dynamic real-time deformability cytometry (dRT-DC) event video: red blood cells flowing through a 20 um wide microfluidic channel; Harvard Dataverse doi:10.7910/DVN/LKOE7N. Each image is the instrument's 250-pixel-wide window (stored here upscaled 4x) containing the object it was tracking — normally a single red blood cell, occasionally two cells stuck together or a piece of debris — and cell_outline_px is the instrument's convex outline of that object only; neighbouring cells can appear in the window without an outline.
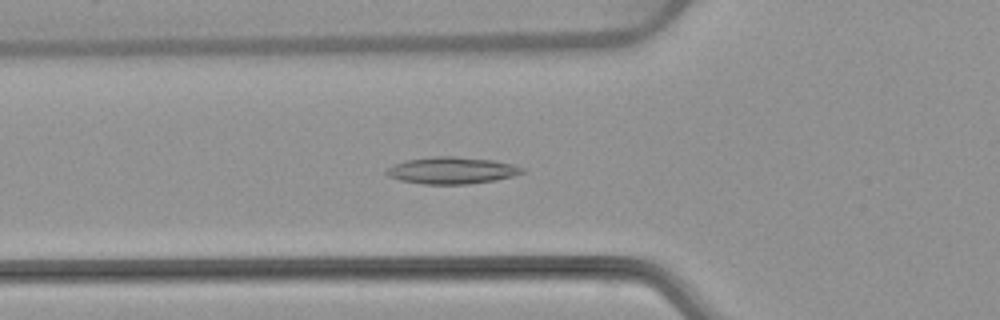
{"species": "common noctule bat (a hibernating species)", "species_latin": "Nyctalus noctula", "temperature_condition": "warm", "stored_images_in_passage": 52, "camera_frame_rate_fps": 3000, "um_per_image_px": 0.085, "animal": {"sex": "female", "body_mass_g": 22.7, "forearm_length_mm": 54.2}, "frame": {"image": 1, "passage_image": 18, "time_ms": 5.667, "image_size_px": [1000, 320], "cell_outline_px": [[524, 172], [512, 176], [496, 180], [468, 184], [424, 184], [400, 180], [388, 176], [384, 172], [388, 168], [404, 160], [436, 156], [456, 156], [492, 160], [512, 164], [524, 168]], "centroid_in_image_um": [38.4, 14.48], "position_along_channel_um": 87.4, "area_um2": 21.15}}
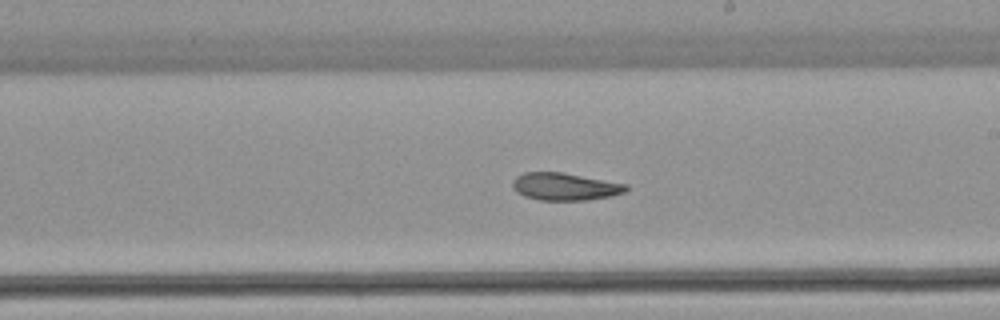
{"frame": {"image": 2, "passage_image": 30, "time_ms": 9.667, "image_size_px": [1000, 320], "cell_outline_px": [[628, 188], [624, 192], [612, 196], [584, 200], [540, 200], [524, 196], [516, 192], [512, 188], [512, 180], [516, 176], [524, 172], [564, 172], [628, 184]], "centroid_in_image_um": [48.0, 15.85], "position_along_channel_um": 241.0, "area_um2": 18.32}}
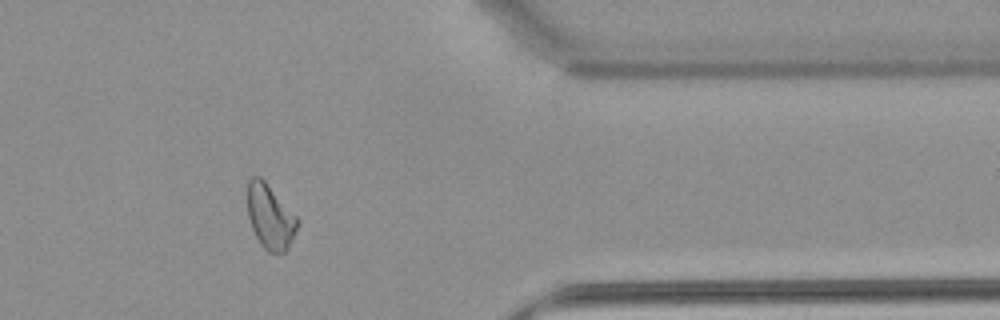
{"frame": {"image": 3, "passage_image": 43, "time_ms": 14.0, "image_size_px": [1000, 320], "cell_outline_px": [[300, 224], [288, 248], [284, 252], [268, 252], [260, 244], [252, 228], [248, 216], [248, 180], [252, 176], [260, 176], [264, 180], [300, 220]], "centroid_in_image_um": [22.98, 18.43], "position_along_channel_um": 388.4, "area_um2": 18.73}}